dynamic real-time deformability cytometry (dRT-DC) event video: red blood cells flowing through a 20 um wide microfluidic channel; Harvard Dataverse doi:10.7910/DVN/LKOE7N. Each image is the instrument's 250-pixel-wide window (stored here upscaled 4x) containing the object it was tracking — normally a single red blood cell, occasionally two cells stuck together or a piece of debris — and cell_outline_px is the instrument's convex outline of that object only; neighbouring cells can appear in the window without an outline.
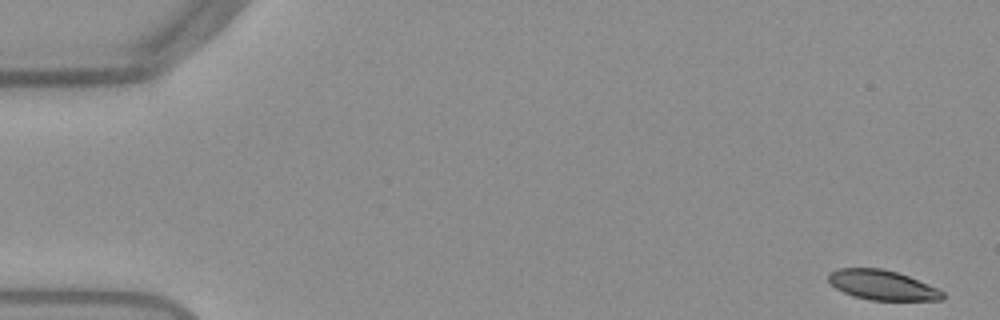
{"species": "Egyptian fruit bat (a non-hibernating species)", "species_latin": "Rousettus aegyptiacus", "temperature_condition": "warm", "stored_images_in_passage": 12, "camera_frame_rate_fps": 3000, "um_per_image_px": 0.085, "frame": {"image": 1, "passage_image": 1, "time_ms": 0.0, "image_size_px": [1000, 320], "cell_outline_px": [[944, 296], [940, 300], [868, 300], [852, 296], [836, 288], [828, 280], [828, 272], [836, 268], [880, 268], [896, 272], [908, 276], [940, 288], [944, 292]], "centroid_in_image_um": [74.99, 24.23], "position_along_channel_um": 10.0, "area_um2": 19.94}}